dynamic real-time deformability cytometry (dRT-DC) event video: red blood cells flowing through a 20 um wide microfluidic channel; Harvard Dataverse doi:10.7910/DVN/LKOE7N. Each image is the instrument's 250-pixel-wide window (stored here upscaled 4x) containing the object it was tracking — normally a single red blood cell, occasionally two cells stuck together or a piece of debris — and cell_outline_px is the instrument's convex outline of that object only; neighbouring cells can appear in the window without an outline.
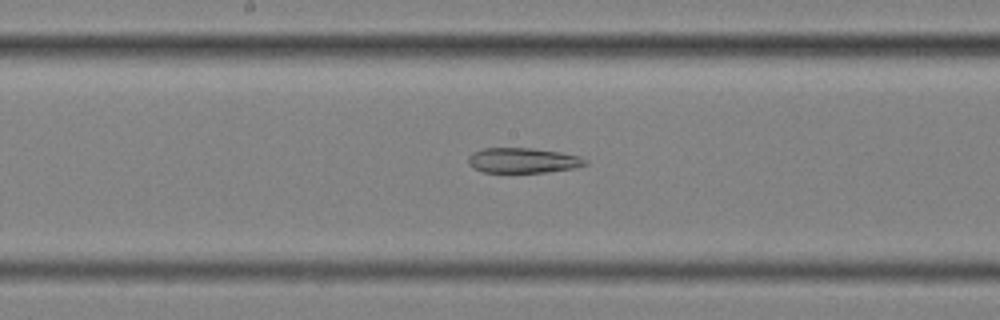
{"species": "common noctule bat (a hibernating species)", "species_latin": "Nyctalus noctula", "temperature_condition": "cold", "stored_images_in_passage": 40, "camera_frame_rate_fps": 3000, "um_per_image_px": 0.085, "animal": {"sex": "female", "body_mass_g": 25.1}, "frame": {"image": 1, "passage_image": 17, "time_ms": 5.333, "image_size_px": [1000, 320], "cell_outline_px": [[588, 164], [576, 168], [548, 172], [484, 172], [468, 164], [468, 156], [472, 152], [484, 148], [532, 148], [560, 152], [580, 156], [588, 160]], "centroid_in_image_um": [44.49, 13.63], "position_along_channel_um": 203.7, "area_um2": 17.22}}
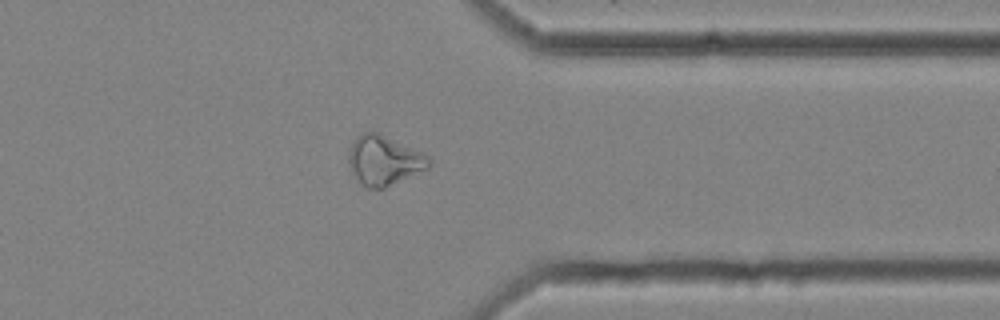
{"frame": {"image": 2, "passage_image": 32, "time_ms": 10.333, "image_size_px": [1000, 320], "cell_outline_px": [[432, 164], [428, 168], [384, 188], [364, 188], [352, 176], [348, 164], [348, 152], [352, 140], [360, 132], [380, 132], [428, 156], [432, 160]], "centroid_in_image_um": [32.58, 13.63], "position_along_channel_um": 378.8, "area_um2": 23.58}}
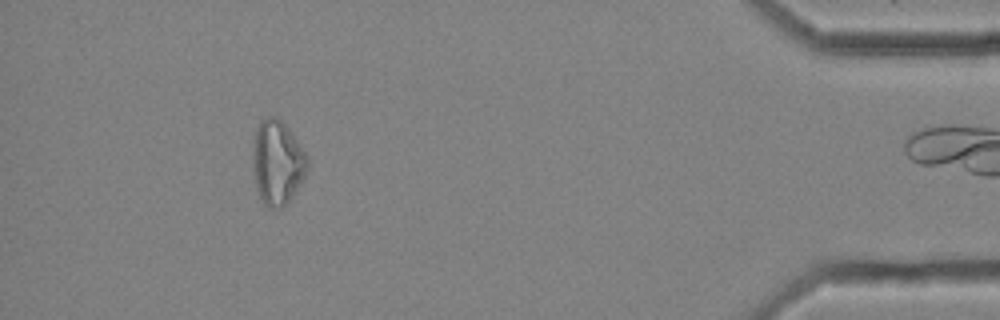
{"frame": {"image": 3, "passage_image": 39, "time_ms": 12.667, "image_size_px": [1000, 320], "cell_outline_px": [[308, 168], [304, 176], [292, 196], [280, 208], [268, 208], [260, 200], [256, 188], [252, 164], [252, 144], [256, 128], [260, 120], [268, 116], [276, 116], [288, 128], [308, 156]], "centroid_in_image_um": [23.53, 13.79], "position_along_channel_um": 411.7, "area_um2": 26.99}}